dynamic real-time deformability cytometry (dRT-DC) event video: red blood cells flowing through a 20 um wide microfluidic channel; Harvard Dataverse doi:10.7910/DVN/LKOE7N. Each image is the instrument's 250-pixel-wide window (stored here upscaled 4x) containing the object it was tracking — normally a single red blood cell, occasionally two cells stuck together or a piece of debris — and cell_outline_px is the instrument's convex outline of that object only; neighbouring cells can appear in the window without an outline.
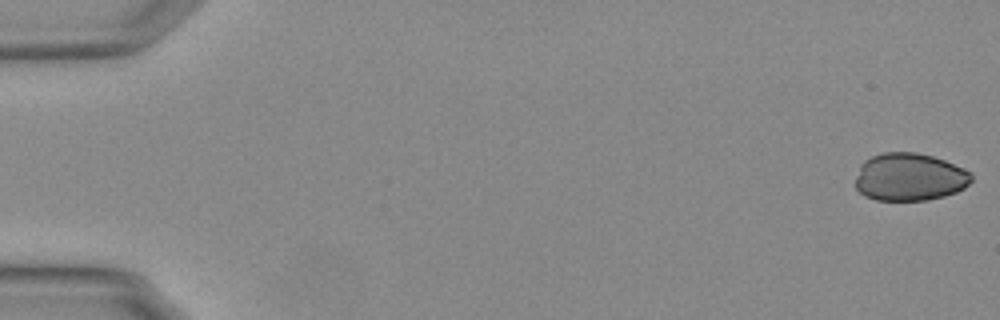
{"species": "Egyptian fruit bat (a non-hibernating species)", "species_latin": "Rousettus aegyptiacus", "temperature_condition": "warm", "stored_images_in_passage": 15, "camera_frame_rate_fps": 3000, "um_per_image_px": 0.085, "animal": {"sex": "female"}, "frame": {"image": 1, "passage_image": 1, "time_ms": 0.0, "image_size_px": [1000, 320], "cell_outline_px": [[972, 180], [964, 188], [956, 192], [944, 196], [928, 200], [876, 200], [864, 196], [856, 188], [856, 176], [860, 164], [864, 160], [872, 156], [884, 152], [916, 152], [932, 156], [944, 160], [964, 168], [972, 172]], "centroid_in_image_um": [77.31, 15.04], "position_along_channel_um": 7.7, "area_um2": 32.48}}